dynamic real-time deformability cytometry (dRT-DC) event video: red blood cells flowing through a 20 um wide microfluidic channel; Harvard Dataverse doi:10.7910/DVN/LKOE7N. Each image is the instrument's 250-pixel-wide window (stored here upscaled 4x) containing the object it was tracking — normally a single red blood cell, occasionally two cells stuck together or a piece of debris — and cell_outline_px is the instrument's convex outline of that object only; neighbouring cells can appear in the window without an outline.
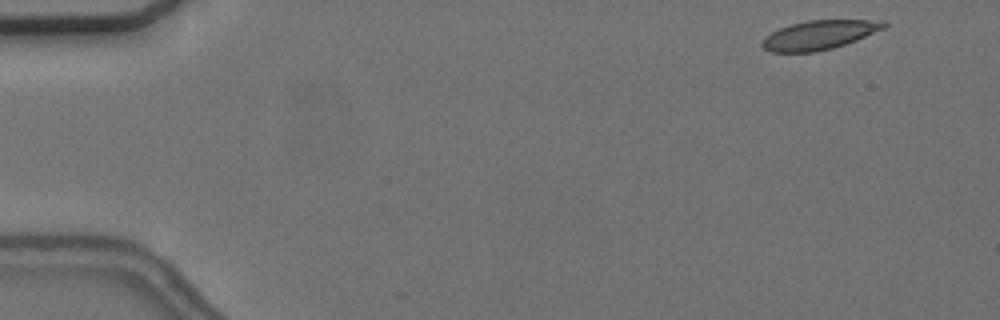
{"species": "common noctule bat (a hibernating species)", "species_latin": "Nyctalus noctula", "temperature_condition": "cold", "stored_images_in_passage": 54, "camera_frame_rate_fps": 3000, "um_per_image_px": 0.085, "animal": {"sex": "female", "body_mass_g": 24.6, "forearm_length_mm": 56.2}, "frame": {"image": 1, "passage_image": 2, "time_ms": 0.333, "image_size_px": [1000, 320], "cell_outline_px": [[888, 24], [884, 28], [856, 40], [832, 48], [816, 52], [772, 52], [764, 48], [760, 44], [764, 36], [780, 28], [792, 24], [808, 20], [884, 20]], "centroid_in_image_um": [69.62, 2.97], "position_along_channel_um": 15.4, "area_um2": 20.52}}
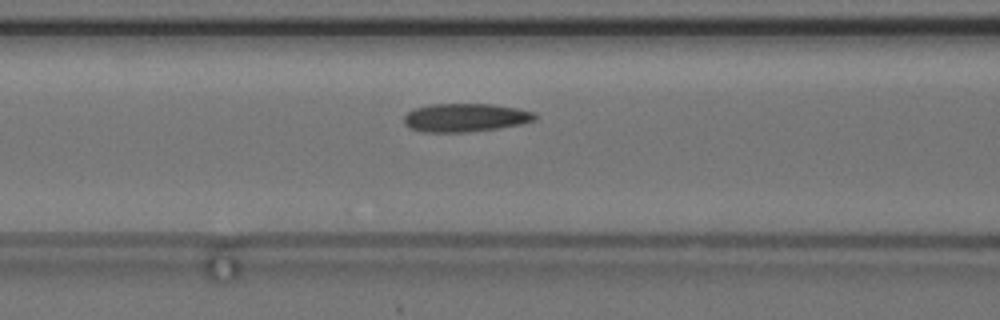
{"frame": {"image": 2, "passage_image": 21, "time_ms": 6.667, "image_size_px": [1000, 320], "cell_outline_px": [[536, 120], [520, 124], [500, 128], [468, 132], [424, 132], [408, 128], [404, 124], [404, 116], [408, 112], [416, 108], [432, 104], [492, 104], [516, 108], [536, 112]], "centroid_in_image_um": [39.56, 10.0], "position_along_channel_um": 127.0, "area_um2": 21.73}}
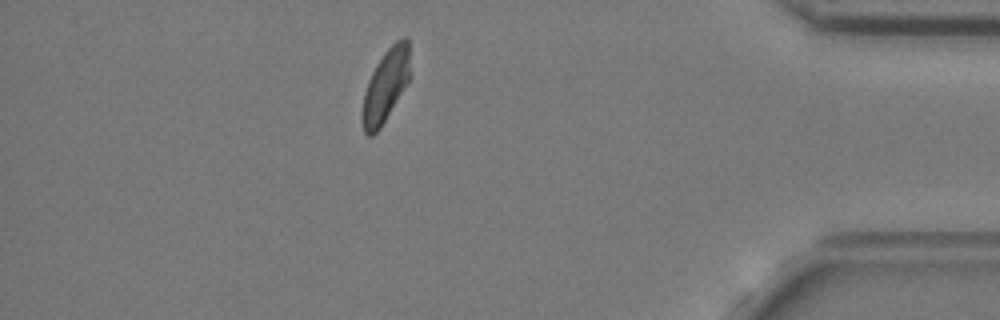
{"frame": {"image": 3, "passage_image": 47, "time_ms": 15.333, "image_size_px": [1000, 320], "cell_outline_px": [[408, 80], [380, 128], [372, 136], [368, 136], [364, 132], [360, 120], [360, 116], [364, 92], [368, 80], [376, 64], [384, 52], [396, 40], [404, 36], [408, 36]], "centroid_in_image_um": [32.71, 7.3], "position_along_channel_um": 402.5, "area_um2": 19.88}, "authors_computed_cell_mechanics": {"area_um2": 21.386, "velocity_mm_per_s": 3.6472, "shape_relaxation_time_tau1_ms": null, "shape_relaxation_time_tau2_ms": 2.8408, "deformation_change_tau1": null, "deformation_change_tau2": 0.0937}}